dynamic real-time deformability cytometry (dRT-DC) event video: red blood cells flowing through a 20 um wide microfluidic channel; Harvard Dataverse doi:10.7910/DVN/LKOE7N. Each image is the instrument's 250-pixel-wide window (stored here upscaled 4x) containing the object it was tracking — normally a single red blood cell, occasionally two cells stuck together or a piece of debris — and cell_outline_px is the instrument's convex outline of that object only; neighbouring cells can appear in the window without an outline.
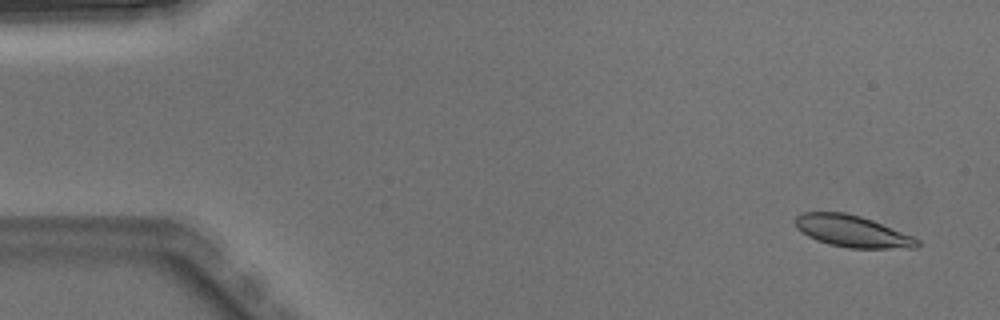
{"species": "Egyptian fruit bat (a non-hibernating species)", "species_latin": "Rousettus aegyptiacus", "temperature_condition": "warm", "stored_images_in_passage": 6, "camera_frame_rate_fps": 3000, "um_per_image_px": 0.085, "animal": {"sex": "male"}, "frame": {"image": 1, "passage_image": 1, "time_ms": 0.0, "image_size_px": [1000, 320], "cell_outline_px": [[920, 244], [916, 248], [848, 248], [828, 244], [816, 240], [808, 236], [796, 228], [796, 216], [804, 212], [844, 212], [860, 216], [872, 220], [912, 236], [920, 240]], "centroid_in_image_um": [72.44, 19.66], "position_along_channel_um": 12.6, "area_um2": 22.43}}
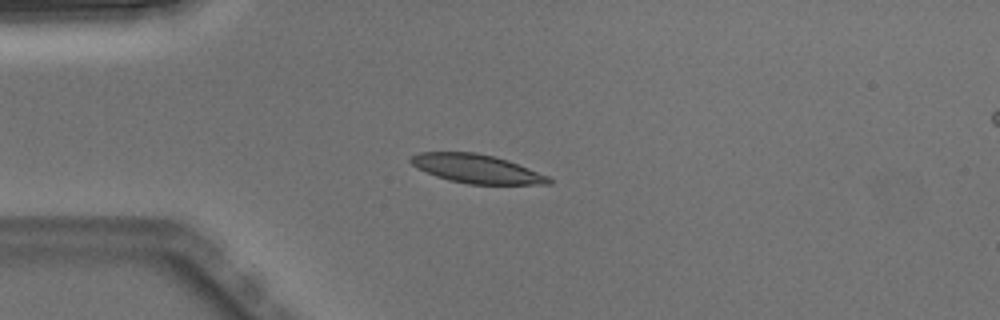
{"frame": {"image": 2, "passage_image": 3, "time_ms": 0.667, "image_size_px": [1000, 320], "cell_outline_px": [[552, 184], [468, 184], [448, 180], [436, 176], [416, 168], [408, 160], [408, 156], [420, 152], [476, 152], [508, 160], [548, 176], [552, 180]], "centroid_in_image_um": [40.46, 14.34], "position_along_channel_um": 44.5, "area_um2": 23.12}}